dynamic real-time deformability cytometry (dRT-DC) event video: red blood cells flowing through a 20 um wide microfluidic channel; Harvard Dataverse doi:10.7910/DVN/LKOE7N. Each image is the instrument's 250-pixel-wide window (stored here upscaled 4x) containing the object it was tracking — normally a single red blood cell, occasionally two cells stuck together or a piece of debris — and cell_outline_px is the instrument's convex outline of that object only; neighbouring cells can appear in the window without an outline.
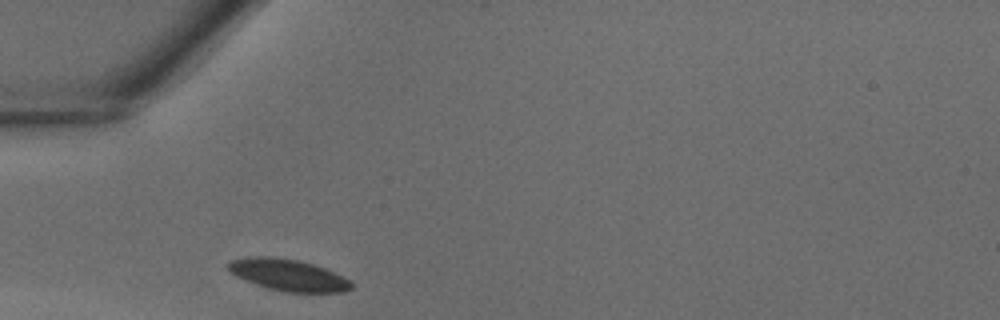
{"species": "common noctule bat (a hibernating species)", "species_latin": "Nyctalus noctula", "temperature_condition": "warm", "stored_images_in_passage": 22, "camera_frame_rate_fps": 3000, "um_per_image_px": 0.085, "animal": {"sex": "male", "body_mass_g": 18.8}, "frame": {"image": 1, "passage_image": 1, "time_ms": 0.0, "image_size_px": [1000, 320], "cell_outline_px": [[352, 288], [344, 292], [284, 292], [268, 288], [244, 280], [236, 276], [224, 264], [232, 260], [244, 256], [272, 256], [296, 260], [312, 264], [324, 268], [352, 280]], "centroid_in_image_um": [24.47, 23.37], "position_along_channel_um": 60.5, "area_um2": 22.77}}
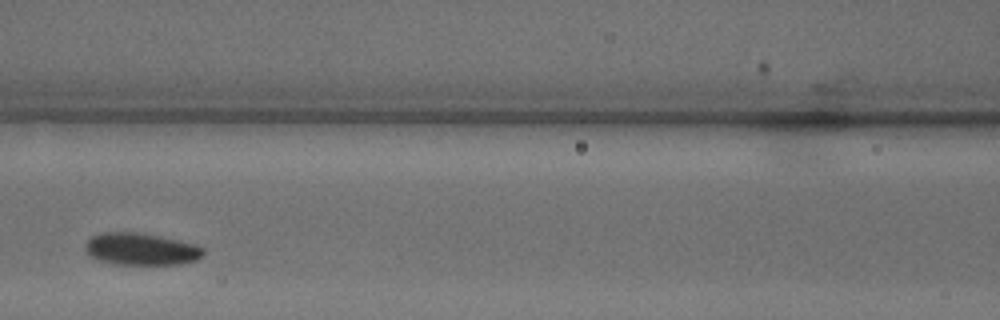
{"frame": {"image": 2, "passage_image": 7, "time_ms": 2.0, "image_size_px": [1000, 320], "cell_outline_px": [[204, 256], [196, 260], [184, 264], [112, 264], [100, 260], [92, 256], [84, 248], [88, 240], [92, 236], [100, 232], [140, 232], [160, 236], [196, 244], [204, 248]], "centroid_in_image_um": [12.03, 21.17], "position_along_channel_um": 154.6, "area_um2": 22.2}}
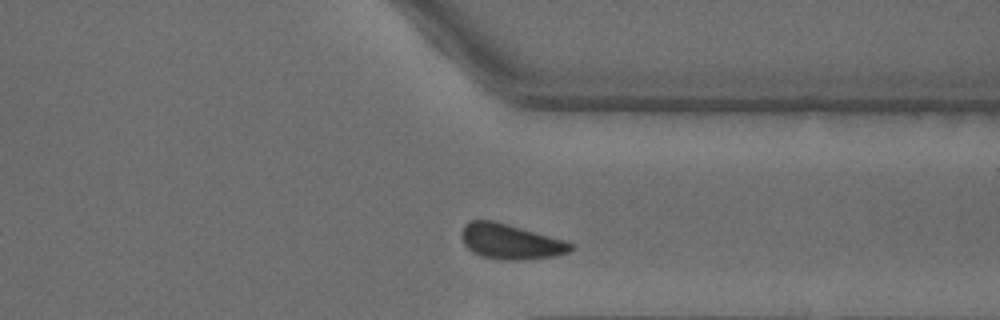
{"frame": {"image": 3, "passage_image": 20, "time_ms": 6.333, "image_size_px": [1000, 320], "cell_outline_px": [[576, 248], [572, 252], [556, 256], [520, 260], [508, 260], [480, 256], [472, 252], [464, 244], [464, 224], [472, 220], [492, 220], [568, 240]], "centroid_in_image_um": [43.5, 20.54], "position_along_channel_um": 367.9, "area_um2": 22.43}}